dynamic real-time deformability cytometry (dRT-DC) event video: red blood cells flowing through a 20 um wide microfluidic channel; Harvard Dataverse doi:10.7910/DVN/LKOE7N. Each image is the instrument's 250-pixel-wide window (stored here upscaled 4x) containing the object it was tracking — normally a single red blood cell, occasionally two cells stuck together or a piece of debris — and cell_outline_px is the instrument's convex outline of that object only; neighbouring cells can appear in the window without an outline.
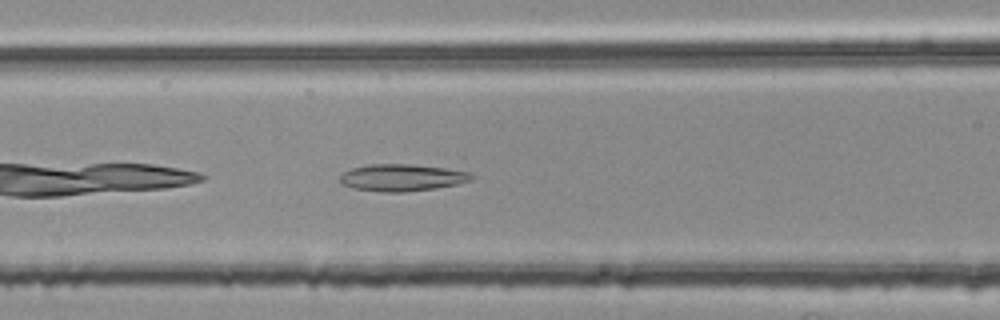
{"species": "common noctule bat (a hibernating species)", "species_latin": "Nyctalus noctula", "temperature_condition": "room temperature", "stored_images_in_passage": 33, "camera_frame_rate_fps": 3000, "um_per_image_px": 0.085, "animal": {"sex": "female", "body_mass_g": 25.1}, "frame": {"image": 1, "passage_image": 7, "time_ms": 2.0, "image_size_px": [1000, 320], "cell_outline_px": [[476, 176], [472, 180], [456, 184], [436, 188], [404, 192], [380, 192], [352, 188], [340, 184], [340, 176], [344, 172], [352, 168], [368, 164], [412, 164], [444, 168], [468, 172]], "centroid_in_image_um": [34.14, 15.1], "position_along_channel_um": 132.5, "area_um2": 20.75}}
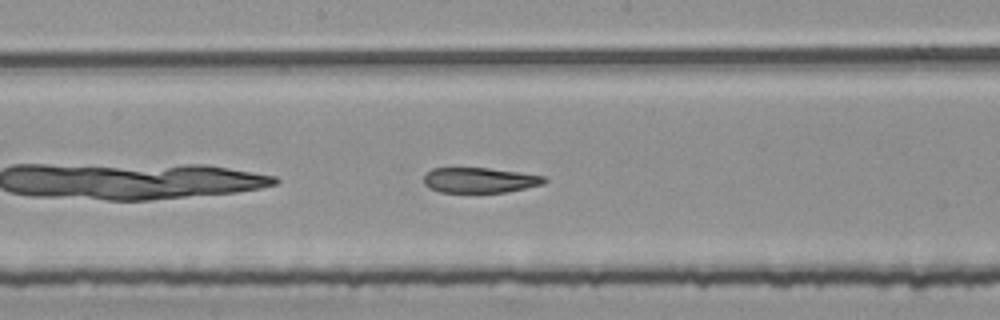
{"frame": {"image": 2, "passage_image": 13, "time_ms": 4.0, "image_size_px": [1000, 320], "cell_outline_px": [[548, 180], [544, 184], [504, 192], [440, 192], [428, 188], [424, 184], [424, 176], [432, 168], [488, 168], [520, 172], [544, 176]], "centroid_in_image_um": [40.77, 15.31], "position_along_channel_um": 207.4, "area_um2": 17.69}}
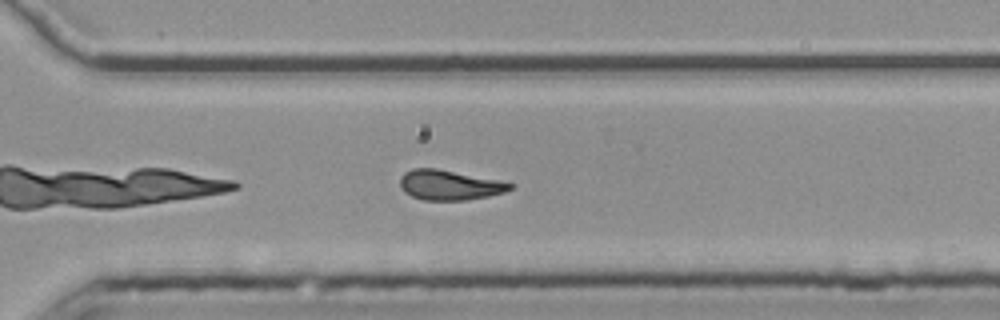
{"frame": {"image": 3, "passage_image": 23, "time_ms": 7.333, "image_size_px": [1000, 320], "cell_outline_px": [[516, 184], [512, 188], [504, 192], [488, 196], [464, 200], [424, 200], [412, 196], [404, 192], [400, 188], [400, 180], [404, 172], [412, 168], [436, 168], [500, 180]], "centroid_in_image_um": [38.2, 15.72], "position_along_channel_um": 332.4, "area_um2": 19.25}, "authors_computed_cell_mechanics": {"area_um2": 19.4786, "velocity_mm_per_s": 3.7586, "shape_relaxation_time_tau1_ms": null, "shape_relaxation_time_tau2_ms": 3.7987, "deformation_change_tau1": null, "deformation_change_tau2": 0.1232}}